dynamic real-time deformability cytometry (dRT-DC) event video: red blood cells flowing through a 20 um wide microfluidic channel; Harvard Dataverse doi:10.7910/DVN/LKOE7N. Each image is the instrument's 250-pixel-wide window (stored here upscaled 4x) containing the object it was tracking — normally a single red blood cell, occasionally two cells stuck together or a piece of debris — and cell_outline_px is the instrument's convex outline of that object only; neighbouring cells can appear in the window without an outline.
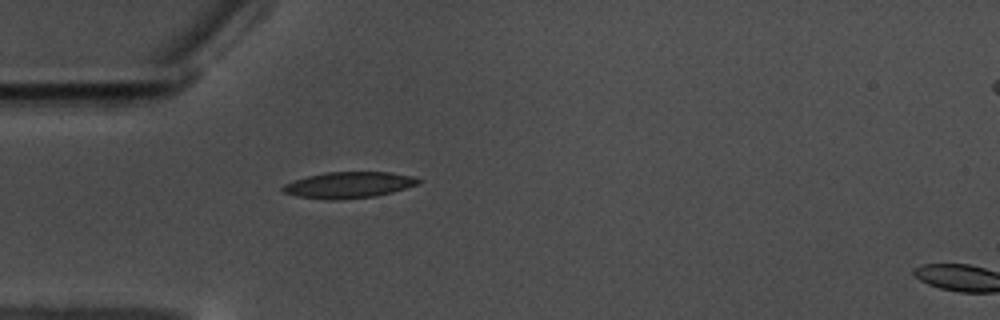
{"species": "common noctule bat (a hibernating species)", "species_latin": "Nyctalus noctula", "temperature_condition": "warm", "stored_images_in_passage": 42, "camera_frame_rate_fps": 3000, "um_per_image_px": 0.085, "animal": {"sex": "male", "body_mass_g": 17.5, "forearm_length_mm": 52.3}, "frame": {"image": 1, "passage_image": 1, "time_ms": 0.0, "image_size_px": [1000, 320], "cell_outline_px": [[424, 180], [416, 184], [392, 192], [376, 196], [336, 200], [328, 200], [296, 196], [284, 192], [280, 188], [284, 184], [308, 176], [324, 172], [392, 172], [412, 176]], "centroid_in_image_um": [29.63, 15.72], "position_along_channel_um": 55.4, "area_um2": 20.63}}
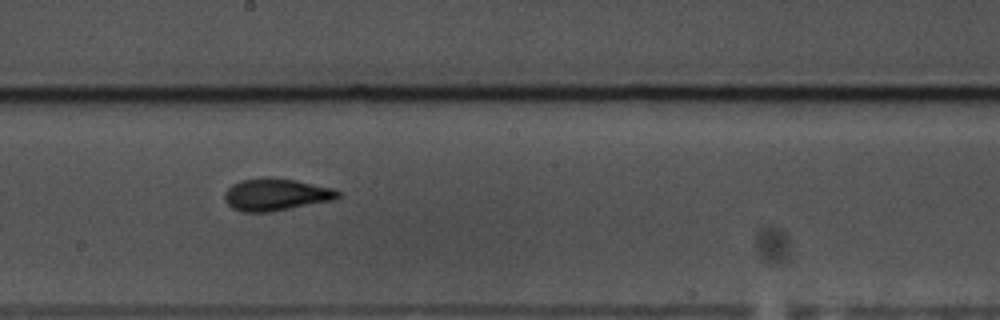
{"frame": {"image": 2, "passage_image": 16, "time_ms": 5.0, "image_size_px": [1000, 320], "cell_outline_px": [[340, 196], [332, 200], [272, 212], [244, 212], [232, 208], [228, 204], [224, 196], [228, 188], [232, 184], [240, 180], [264, 176], [268, 176], [296, 180], [332, 188], [340, 192]], "centroid_in_image_um": [23.43, 16.52], "position_along_channel_um": 224.8, "area_um2": 21.33}}
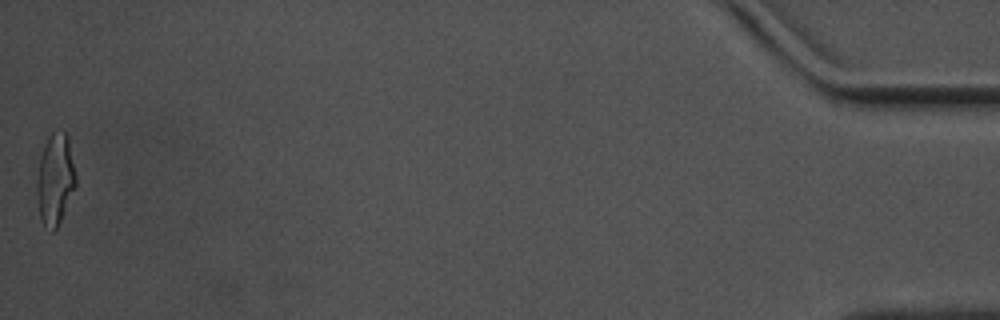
{"frame": {"image": 3, "passage_image": 42, "time_ms": 13.667, "image_size_px": [1000, 320], "cell_outline_px": [[76, 188], [56, 228], [52, 232], [40, 220], [36, 200], [36, 180], [40, 156], [44, 144], [48, 136], [52, 132], [64, 132], [68, 136], [76, 176]], "centroid_in_image_um": [4.67, 15.25], "position_along_channel_um": 430.5, "area_um2": 20.92}, "authors_computed_cell_mechanics": {"area_um2": 20.3167, "velocity_mm_per_s": 3.5112, "shape_relaxation_time_tau1_ms": 5.7699, "shape_relaxation_time_tau2_ms": 1.8516, "deformation_change_tau1": 0.2056, "deformation_change_tau2": 0.0961}}